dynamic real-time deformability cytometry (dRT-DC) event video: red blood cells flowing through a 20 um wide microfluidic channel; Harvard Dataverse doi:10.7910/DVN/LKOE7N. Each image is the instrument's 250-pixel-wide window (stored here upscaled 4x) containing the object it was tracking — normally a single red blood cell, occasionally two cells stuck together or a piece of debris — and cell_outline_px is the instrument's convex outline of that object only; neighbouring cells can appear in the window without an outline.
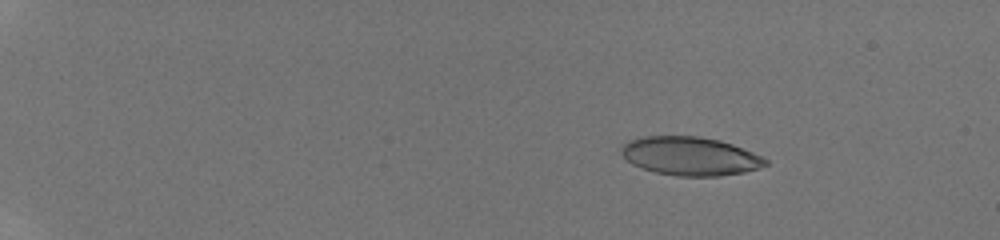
{"species": "human", "species_latin": "Homo sapiens", "temperature_condition": "room temperature", "stored_images_in_passage": 53, "camera_frame_rate_fps": 3000, "um_per_image_px": 0.085, "donor": {"sex": "male"}, "frame": {"image": 1, "passage_image": 10, "time_ms": 3.0, "image_size_px": [1000, 240], "cell_outline_px": [[768, 164], [760, 168], [744, 172], [720, 176], [676, 176], [656, 172], [632, 164], [620, 152], [620, 144], [628, 140], [644, 136], [700, 136], [720, 140], [732, 144], [752, 152], [768, 160]], "centroid_in_image_um": [58.65, 13.26], "position_along_channel_um": 26.4, "area_um2": 32.48}}
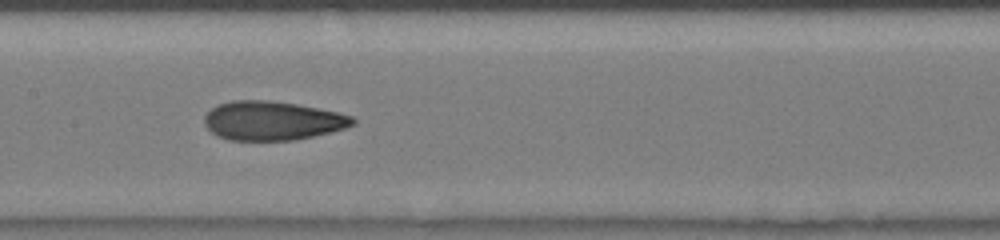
{"frame": {"image": 2, "passage_image": 31, "time_ms": 10.0, "image_size_px": [1000, 240], "cell_outline_px": [[356, 124], [332, 132], [296, 140], [228, 140], [216, 136], [204, 124], [204, 116], [212, 108], [220, 104], [232, 100], [268, 100], [296, 104], [336, 112], [352, 116], [356, 120]], "centroid_in_image_um": [23.15, 10.27], "position_along_channel_um": 184.3, "area_um2": 33.7}}
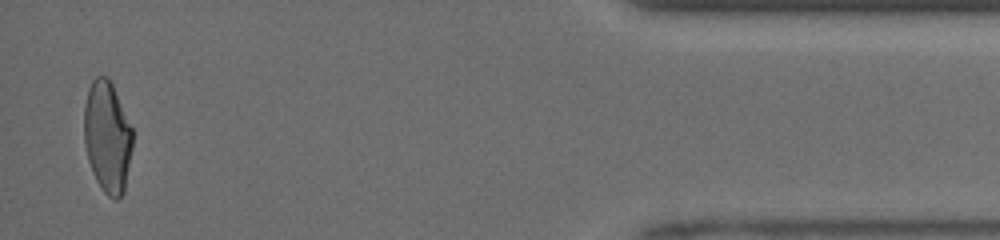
{"frame": {"image": 3, "passage_image": 52, "time_ms": 17.0, "image_size_px": [1000, 240], "cell_outline_px": [[132, 148], [124, 192], [116, 200], [108, 196], [104, 192], [96, 180], [92, 172], [88, 160], [84, 144], [84, 104], [88, 88], [92, 80], [96, 76], [108, 76], [112, 84], [132, 128]], "centroid_in_image_um": [9.11, 11.63], "position_along_channel_um": 426.1, "area_um2": 31.56}, "authors_computed_cell_mechanics": {"area_um2": 32.8882, "velocity_mm_per_s": 4.2598, "shape_relaxation_time_tau1_ms": 4.5196, "shape_relaxation_time_tau2_ms": 1.1752, "deformation_change_tau1": 0.1907, "deformation_change_tau2": 0.0845}}